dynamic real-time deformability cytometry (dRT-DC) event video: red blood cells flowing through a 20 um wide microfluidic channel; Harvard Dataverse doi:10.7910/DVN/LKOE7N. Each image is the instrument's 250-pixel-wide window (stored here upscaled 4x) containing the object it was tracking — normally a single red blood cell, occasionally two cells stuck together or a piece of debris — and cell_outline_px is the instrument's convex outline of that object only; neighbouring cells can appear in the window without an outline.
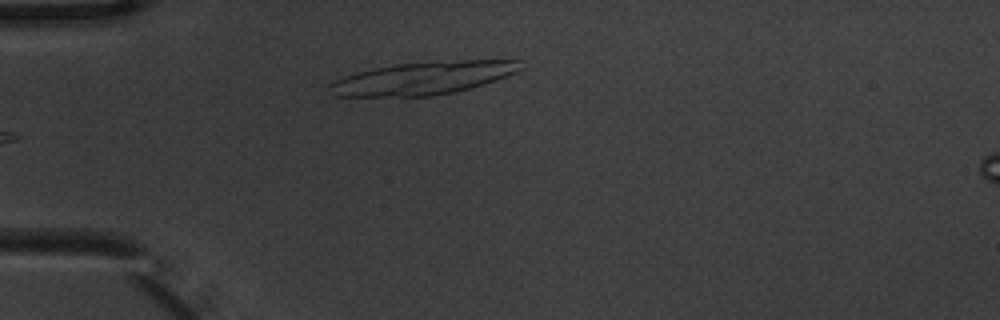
{"species": "common noctule bat (a hibernating species)", "species_latin": "Nyctalus noctula", "temperature_condition": "warm", "stored_images_in_passage": 6, "camera_frame_rate_fps": 3000, "um_per_image_px": 0.085, "animal": {"sex": "male", "body_mass_g": 20.1, "forearm_length_mm": 53.5}, "frame": {"image": 1, "passage_image": 6, "time_ms": 1.667, "image_size_px": [1000, 320], "cell_outline_px": [[524, 68], [508, 76], [484, 84], [456, 92], [432, 96], [336, 96], [328, 92], [328, 84], [344, 76], [356, 72], [372, 68], [396, 64], [460, 60], [520, 60]], "centroid_in_image_um": [35.97, 6.64], "position_along_channel_um": 49.0, "area_um2": 36.59}}